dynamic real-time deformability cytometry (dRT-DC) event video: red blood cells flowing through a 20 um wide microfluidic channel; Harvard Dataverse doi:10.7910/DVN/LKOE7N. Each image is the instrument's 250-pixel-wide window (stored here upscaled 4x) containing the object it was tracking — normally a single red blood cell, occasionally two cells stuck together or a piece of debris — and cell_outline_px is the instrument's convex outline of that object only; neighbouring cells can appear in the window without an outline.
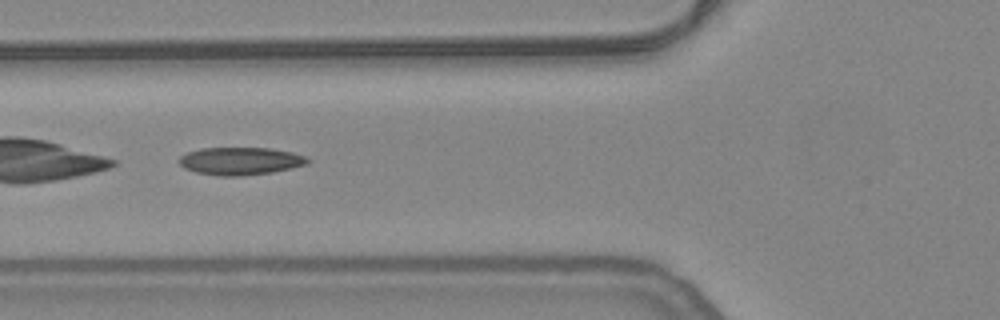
{"species": "common noctule bat (a hibernating species)", "species_latin": "Nyctalus noctula", "temperature_condition": "warm", "stored_images_in_passage": 45, "camera_frame_rate_fps": 3000, "um_per_image_px": 0.085, "animal": {"sex": "female", "body_mass_g": 24.6, "forearm_length_mm": 56.2}, "frame": {"image": 1, "passage_image": 12, "time_ms": 3.667, "image_size_px": [1000, 320], "cell_outline_px": [[312, 160], [308, 164], [292, 168], [272, 172], [240, 176], [220, 176], [196, 172], [184, 168], [180, 164], [180, 156], [188, 152], [200, 148], [272, 148], [292, 152], [304, 156]], "centroid_in_image_um": [20.46, 13.69], "position_along_channel_um": 105.3, "area_um2": 20.75}}
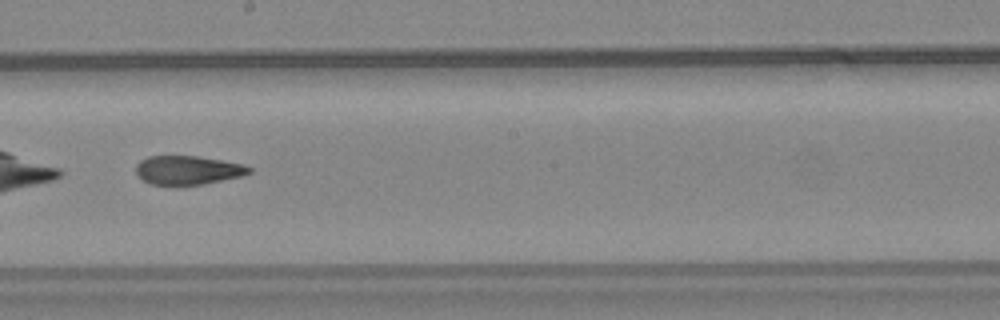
{"frame": {"image": 2, "passage_image": 22, "time_ms": 7.0, "image_size_px": [1000, 320], "cell_outline_px": [[252, 172], [240, 176], [204, 184], [180, 188], [152, 184], [144, 180], [136, 172], [136, 164], [140, 160], [148, 156], [196, 156], [244, 164], [252, 168]], "centroid_in_image_um": [15.95, 14.49], "position_along_channel_um": 232.3, "area_um2": 19.48}}
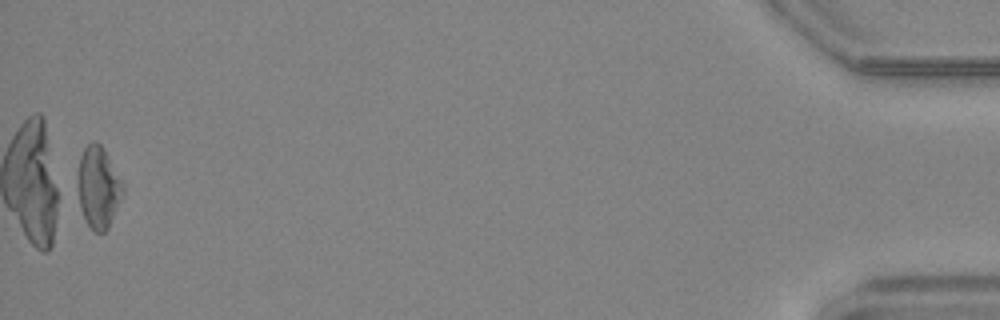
{"frame": {"image": 3, "passage_image": 45, "time_ms": 14.667, "image_size_px": [1000, 320], "cell_outline_px": [[124, 192], [108, 228], [104, 232], [96, 232], [88, 224], [80, 208], [80, 156], [84, 148], [88, 144], [96, 140], [100, 144], [120, 180], [124, 188]], "centroid_in_image_um": [8.38, 15.95], "position_along_channel_um": 426.8, "area_um2": 20.35}, "authors_computed_cell_mechanics": {"area_um2": 20.519, "velocity_mm_per_s": 3.7927, "shape_relaxation_time_tau1_ms": null, "shape_relaxation_time_tau2_ms": 2.5472, "deformation_change_tau1": null, "deformation_change_tau2": 0.1012}}